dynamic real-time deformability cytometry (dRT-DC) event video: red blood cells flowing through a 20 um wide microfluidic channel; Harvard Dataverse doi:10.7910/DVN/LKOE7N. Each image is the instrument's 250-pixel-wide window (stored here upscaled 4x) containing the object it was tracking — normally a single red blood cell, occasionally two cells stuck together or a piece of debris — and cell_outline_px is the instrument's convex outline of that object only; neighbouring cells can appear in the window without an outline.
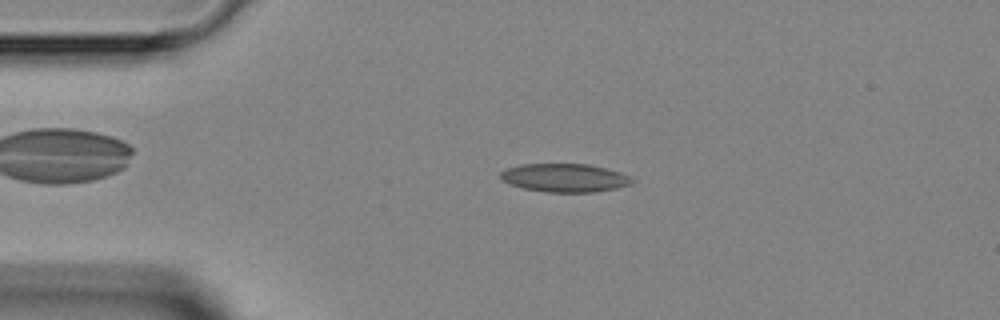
{"species": "Egyptian fruit bat (a non-hibernating species)", "species_latin": "Rousettus aegyptiacus", "temperature_condition": "room temperature", "stored_images_in_passage": 5, "camera_frame_rate_fps": 3000, "um_per_image_px": 0.085, "animal": {"sex": "female"}, "frame": {"image": 1, "passage_image": 3, "time_ms": 3.667, "image_size_px": [1000, 320], "cell_outline_px": [[636, 180], [632, 184], [616, 188], [596, 192], [548, 192], [524, 188], [508, 184], [500, 180], [500, 172], [508, 168], [520, 164], [588, 164], [620, 172]], "centroid_in_image_um": [47.99, 15.12], "position_along_channel_um": 37.0, "area_um2": 21.79}}
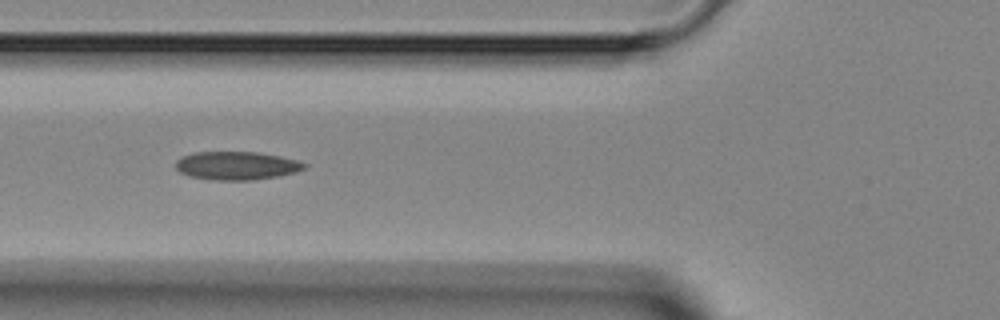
{"frame": {"image": 2, "passage_image": 5, "time_ms": 6.0, "image_size_px": [1000, 320], "cell_outline_px": [[308, 164], [304, 168], [296, 172], [280, 176], [252, 180], [216, 180], [188, 176], [180, 172], [176, 168], [176, 160], [180, 156], [192, 152], [256, 152], [280, 156], [296, 160]], "centroid_in_image_um": [20.09, 14.08], "position_along_channel_um": 105.7, "area_um2": 21.33}}